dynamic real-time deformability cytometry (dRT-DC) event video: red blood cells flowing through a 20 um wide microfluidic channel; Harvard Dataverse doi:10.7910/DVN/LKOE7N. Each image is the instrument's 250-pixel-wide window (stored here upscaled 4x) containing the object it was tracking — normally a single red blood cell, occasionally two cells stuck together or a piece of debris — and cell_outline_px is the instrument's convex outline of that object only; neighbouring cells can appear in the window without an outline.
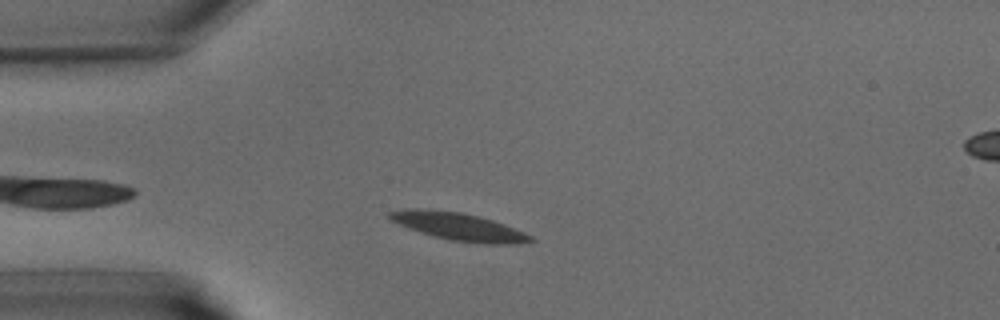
{"species": "common noctule bat (a hibernating species)", "species_latin": "Nyctalus noctula", "temperature_condition": "warm", "stored_images_in_passage": 29, "camera_frame_rate_fps": 3000, "um_per_image_px": 0.085, "animal": {"sex": "male", "body_mass_g": 15.6}, "frame": {"image": 1, "passage_image": 5, "time_ms": 1.333, "image_size_px": [1000, 320], "cell_outline_px": [[536, 240], [516, 244], [480, 244], [448, 240], [420, 232], [408, 228], [392, 220], [388, 216], [388, 212], [408, 208], [420, 208], [460, 212], [492, 220], [504, 224], [524, 232], [532, 236]], "centroid_in_image_um": [39.0, 19.27], "position_along_channel_um": 46.0, "area_um2": 22.66}}
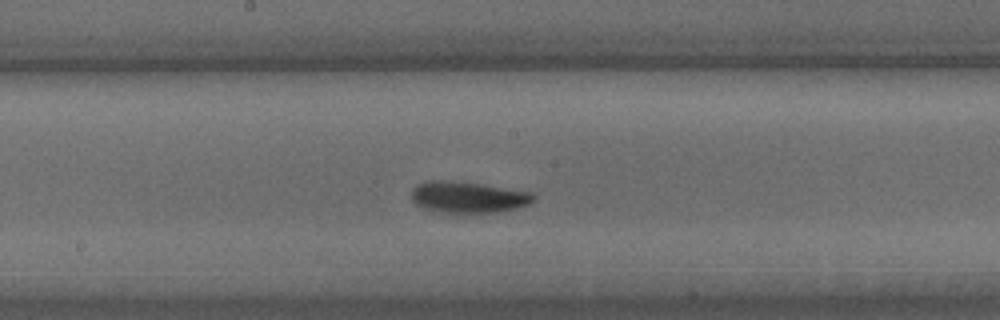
{"frame": {"image": 2, "passage_image": 16, "time_ms": 5.0, "image_size_px": [1000, 320], "cell_outline_px": [[536, 200], [520, 208], [496, 212], [464, 216], [452, 216], [416, 204], [412, 200], [412, 188], [416, 184], [432, 180], [444, 180], [480, 184], [532, 192], [536, 196]], "centroid_in_image_um": [39.81, 16.81], "position_along_channel_um": 208.4, "area_um2": 23.06}}
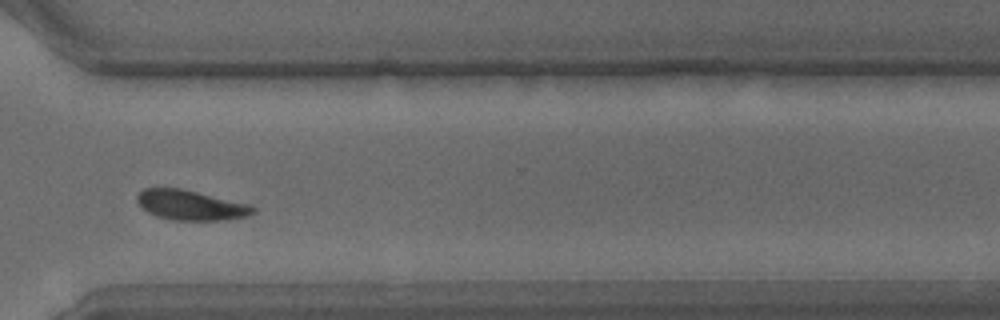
{"frame": {"image": 3, "passage_image": 25, "time_ms": 8.0, "image_size_px": [1000, 320], "cell_outline_px": [[256, 212], [248, 216], [224, 220], [172, 220], [156, 216], [140, 208], [136, 200], [136, 196], [144, 188], [180, 188], [252, 204], [256, 208]], "centroid_in_image_um": [16.23, 17.44], "position_along_channel_um": 354.4, "area_um2": 20.52}}